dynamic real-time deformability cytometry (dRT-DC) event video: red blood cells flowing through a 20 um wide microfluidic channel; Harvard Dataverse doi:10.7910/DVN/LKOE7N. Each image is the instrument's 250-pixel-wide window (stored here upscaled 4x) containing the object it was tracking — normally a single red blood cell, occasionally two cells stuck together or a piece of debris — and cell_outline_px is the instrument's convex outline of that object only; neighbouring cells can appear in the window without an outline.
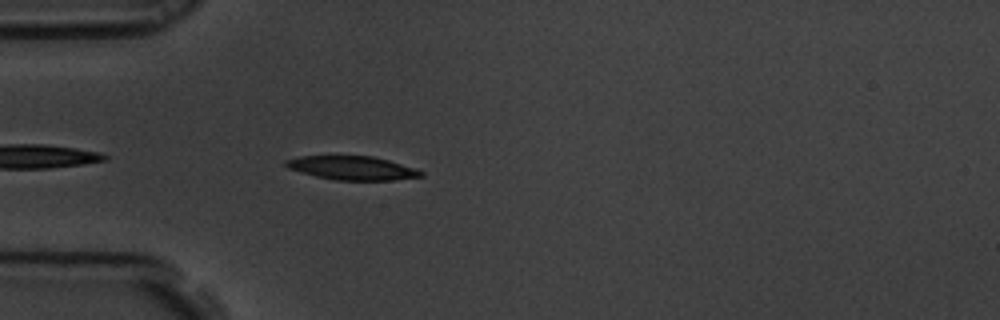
{"species": "common noctule bat (a hibernating species)", "species_latin": "Nyctalus noctula", "temperature_condition": "room temperature", "stored_images_in_passage": 41, "camera_frame_rate_fps": 3000, "um_per_image_px": 0.085, "animal": {"sex": "male", "body_mass_g": 19.5, "forearm_length_mm": 54.6}, "frame": {"image": 1, "passage_image": 3, "time_ms": 0.667, "image_size_px": [1000, 320], "cell_outline_px": [[424, 176], [392, 180], [336, 180], [316, 176], [288, 168], [284, 164], [284, 160], [300, 156], [372, 156], [388, 160], [416, 168], [424, 172]], "centroid_in_image_um": [29.95, 14.28], "position_along_channel_um": 55.0, "area_um2": 18.61}}
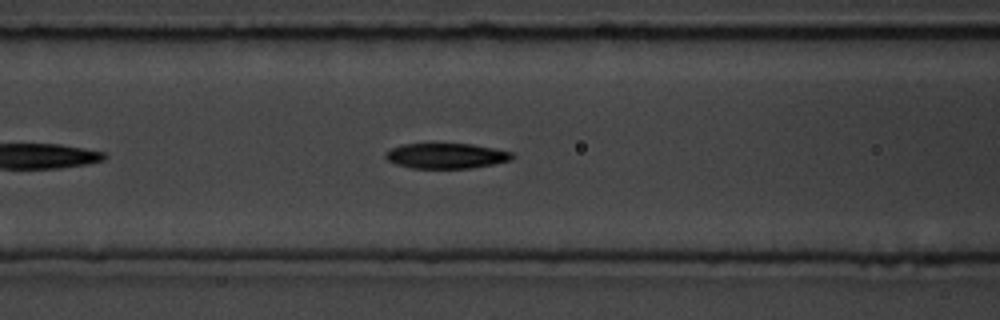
{"frame": {"image": 2, "passage_image": 10, "time_ms": 3.0, "image_size_px": [1000, 320], "cell_outline_px": [[516, 156], [512, 160], [472, 168], [412, 168], [396, 164], [388, 160], [384, 156], [392, 148], [400, 144], [472, 144], [512, 152]], "centroid_in_image_um": [37.96, 13.25], "position_along_channel_um": 128.6, "area_um2": 18.55}}
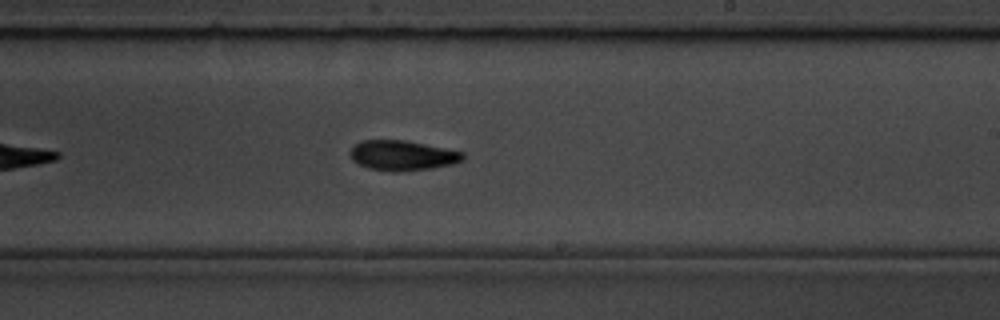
{"frame": {"image": 3, "passage_image": 21, "time_ms": 6.667, "image_size_px": [1000, 320], "cell_outline_px": [[464, 160], [452, 164], [432, 168], [400, 172], [392, 172], [368, 168], [352, 160], [348, 152], [360, 140], [404, 140], [464, 152]], "centroid_in_image_um": [34.19, 13.22], "position_along_channel_um": 254.8, "area_um2": 19.77}, "authors_computed_cell_mechanics": {"area_um2": 19.0162, "velocity_mm_per_s": 3.4554, "shape_relaxation_time_tau1_ms": 2.5476, "shape_relaxation_time_tau2_ms": 5.3328, "deformation_change_tau1": 0.1182, "deformation_change_tau2": 0.1148}}